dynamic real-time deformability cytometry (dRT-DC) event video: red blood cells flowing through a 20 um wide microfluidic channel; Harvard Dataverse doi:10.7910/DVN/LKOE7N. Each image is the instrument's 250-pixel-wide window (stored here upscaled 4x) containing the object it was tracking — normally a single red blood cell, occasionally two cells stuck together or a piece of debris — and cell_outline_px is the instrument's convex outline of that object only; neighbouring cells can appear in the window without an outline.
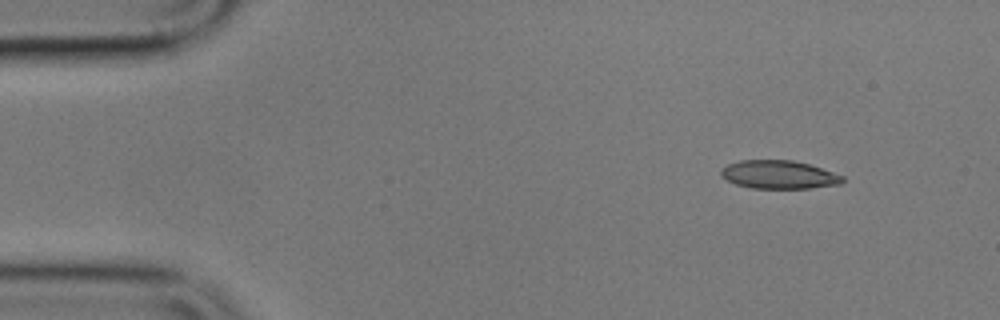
{"species": "common noctule bat (a hibernating species)", "species_latin": "Nyctalus noctula", "temperature_condition": "cold", "stored_images_in_passage": 5, "camera_frame_rate_fps": 3000, "um_per_image_px": 0.085, "animal": {"sex": "male", "body_mass_g": 17.9}, "frame": {"image": 1, "passage_image": 2, "time_ms": 1.0, "image_size_px": [1000, 320], "cell_outline_px": [[844, 180], [840, 184], [808, 188], [752, 188], [736, 184], [720, 176], [720, 168], [728, 164], [740, 160], [792, 160], [808, 164], [844, 176]], "centroid_in_image_um": [66.17, 14.84], "position_along_channel_um": 18.8, "area_um2": 19.94}}
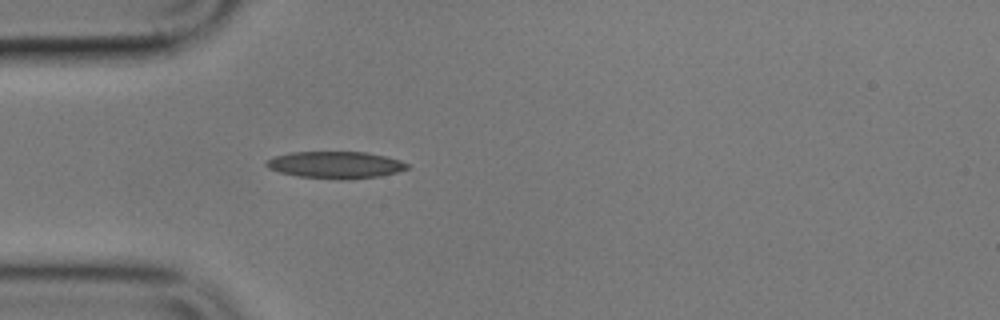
{"frame": {"image": 2, "passage_image": 5, "time_ms": 4.333, "image_size_px": [1000, 320], "cell_outline_px": [[408, 168], [396, 172], [380, 176], [340, 180], [300, 176], [280, 172], [268, 168], [264, 164], [272, 156], [292, 152], [364, 152], [384, 156], [400, 160], [408, 164]], "centroid_in_image_um": [28.49, 14.01], "position_along_channel_um": 56.5, "area_um2": 21.96}}